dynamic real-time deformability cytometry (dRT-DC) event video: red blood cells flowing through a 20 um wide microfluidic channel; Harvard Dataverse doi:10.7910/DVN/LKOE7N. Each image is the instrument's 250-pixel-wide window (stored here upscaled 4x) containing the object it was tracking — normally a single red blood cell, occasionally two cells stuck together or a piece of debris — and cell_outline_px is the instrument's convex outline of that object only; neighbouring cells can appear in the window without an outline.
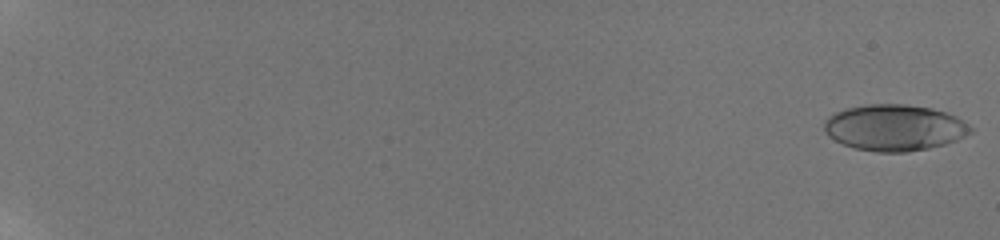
{"species": "human", "species_latin": "Homo sapiens", "temperature_condition": "room temperature", "stored_images_in_passage": 59, "camera_frame_rate_fps": 3000, "um_per_image_px": 0.085, "donor": {"sex": "male"}, "frame": {"image": 1, "passage_image": 1, "time_ms": 0.0, "image_size_px": [1000, 240], "cell_outline_px": [[972, 132], [956, 140], [944, 144], [928, 148], [908, 152], [876, 152], [852, 148], [828, 136], [824, 132], [824, 120], [828, 116], [836, 112], [848, 108], [864, 104], [904, 104], [932, 108], [956, 116], [968, 124], [972, 128]], "centroid_in_image_um": [76.0, 10.85], "position_along_channel_um": 9.0, "area_um2": 39.48}}
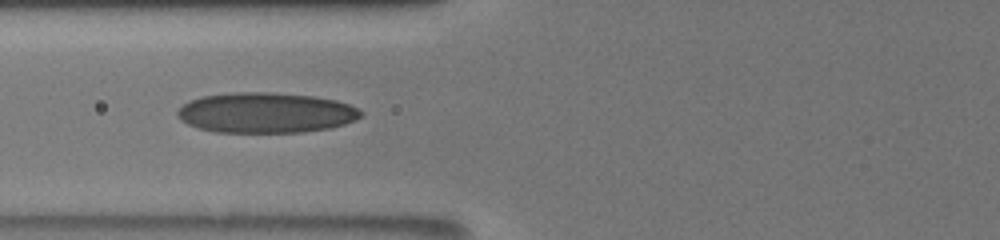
{"frame": {"image": 2, "passage_image": 28, "time_ms": 9.0, "image_size_px": [1000, 240], "cell_outline_px": [[364, 112], [356, 120], [332, 128], [300, 132], [216, 132], [196, 128], [180, 120], [176, 116], [176, 112], [184, 104], [200, 96], [236, 92], [268, 92], [312, 96], [336, 100], [348, 104]], "centroid_in_image_um": [22.58, 9.58], "position_along_channel_um": 103.2, "area_um2": 43.18}}
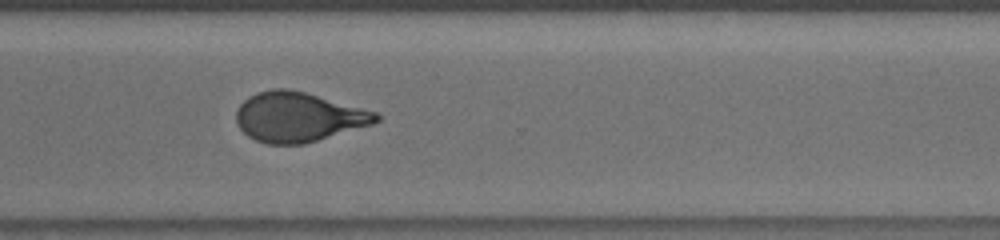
{"frame": {"image": 3, "passage_image": 47, "time_ms": 15.333, "image_size_px": [1000, 240], "cell_outline_px": [[380, 120], [372, 124], [304, 144], [268, 144], [256, 140], [248, 136], [240, 128], [236, 120], [236, 112], [240, 104], [248, 96], [256, 92], [272, 88], [288, 88], [304, 92], [380, 112]], "centroid_in_image_um": [25.36, 9.93], "position_along_channel_um": 345.2, "area_um2": 40.52}, "authors_computed_cell_mechanics": {"area_um2": 39.882, "velocity_mm_per_s": 3.8245, "shape_relaxation_time_tau1_ms": 7.0285, "shape_relaxation_time_tau2_ms": 1.157, "deformation_change_tau1": 0.2188, "deformation_change_tau2": 0.0918}}